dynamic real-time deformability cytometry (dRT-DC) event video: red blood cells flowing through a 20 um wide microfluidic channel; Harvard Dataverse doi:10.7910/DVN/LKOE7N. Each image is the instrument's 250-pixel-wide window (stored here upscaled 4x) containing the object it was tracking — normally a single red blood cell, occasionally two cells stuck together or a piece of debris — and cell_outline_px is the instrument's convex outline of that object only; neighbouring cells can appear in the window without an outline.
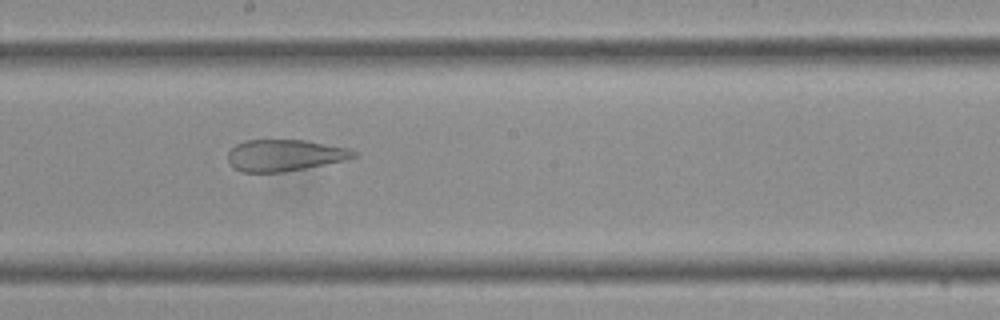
{"species": "Egyptian fruit bat (a non-hibernating species)", "species_latin": "Rousettus aegyptiacus", "temperature_condition": "cold", "stored_images_in_passage": 33, "camera_frame_rate_fps": 3000, "um_per_image_px": 0.085, "frame": {"image": 1, "passage_image": 19, "time_ms": 6.0, "image_size_px": [1000, 320], "cell_outline_px": [[360, 156], [344, 160], [284, 172], [240, 172], [232, 168], [228, 160], [228, 152], [236, 144], [244, 140], [308, 140], [352, 148]], "centroid_in_image_um": [24.21, 13.19], "position_along_channel_um": 224.0, "area_um2": 23.41}}
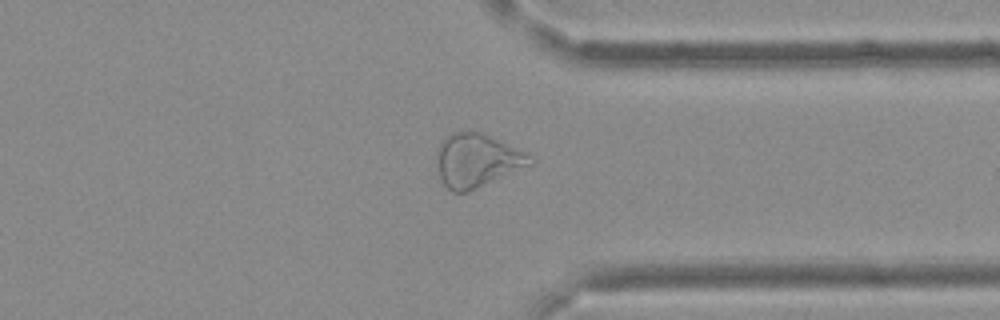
{"frame": {"image": 2, "passage_image": 27, "time_ms": 8.667, "image_size_px": [1000, 320], "cell_outline_px": [[536, 160], [532, 164], [468, 192], [452, 192], [444, 184], [440, 176], [436, 160], [436, 152], [440, 140], [452, 132], [480, 132], [500, 140], [528, 152]], "centroid_in_image_um": [40.55, 13.62], "position_along_channel_um": 370.9, "area_um2": 29.19}}
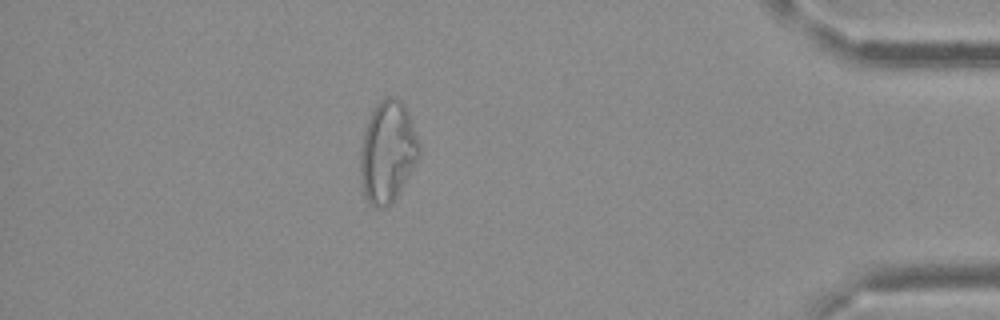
{"frame": {"image": 3, "passage_image": 31, "time_ms": 10.0, "image_size_px": [1000, 320], "cell_outline_px": [[420, 156], [392, 204], [388, 208], [372, 208], [368, 204], [364, 196], [360, 176], [360, 148], [364, 132], [368, 120], [376, 104], [384, 96], [392, 96], [400, 100], [404, 104], [420, 144]], "centroid_in_image_um": [32.93, 12.95], "position_along_channel_um": 402.3, "area_um2": 35.08}}